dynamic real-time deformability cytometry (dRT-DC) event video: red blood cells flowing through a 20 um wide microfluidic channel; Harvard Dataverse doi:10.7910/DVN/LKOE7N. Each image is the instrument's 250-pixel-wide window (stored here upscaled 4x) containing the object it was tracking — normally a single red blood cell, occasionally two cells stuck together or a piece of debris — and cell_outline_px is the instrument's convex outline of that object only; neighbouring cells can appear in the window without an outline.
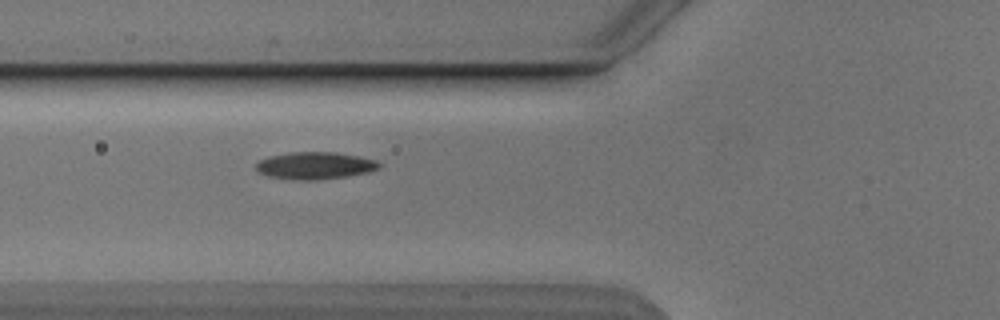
{"species": "Egyptian fruit bat (a non-hibernating species)", "species_latin": "Rousettus aegyptiacus", "temperature_condition": "cold", "stored_images_in_passage": 5, "camera_frame_rate_fps": 3000, "um_per_image_px": 0.085, "animal": {"sex": "male"}, "frame": {"image": 1, "passage_image": 5, "time_ms": 4.667, "image_size_px": [1000, 320], "cell_outline_px": [[384, 164], [380, 168], [368, 172], [348, 176], [316, 180], [300, 180], [268, 176], [256, 172], [256, 164], [260, 160], [268, 156], [288, 152], [336, 152], [360, 156], [376, 160]], "centroid_in_image_um": [26.8, 14.07], "position_along_channel_um": 99.0, "area_um2": 19.77}}